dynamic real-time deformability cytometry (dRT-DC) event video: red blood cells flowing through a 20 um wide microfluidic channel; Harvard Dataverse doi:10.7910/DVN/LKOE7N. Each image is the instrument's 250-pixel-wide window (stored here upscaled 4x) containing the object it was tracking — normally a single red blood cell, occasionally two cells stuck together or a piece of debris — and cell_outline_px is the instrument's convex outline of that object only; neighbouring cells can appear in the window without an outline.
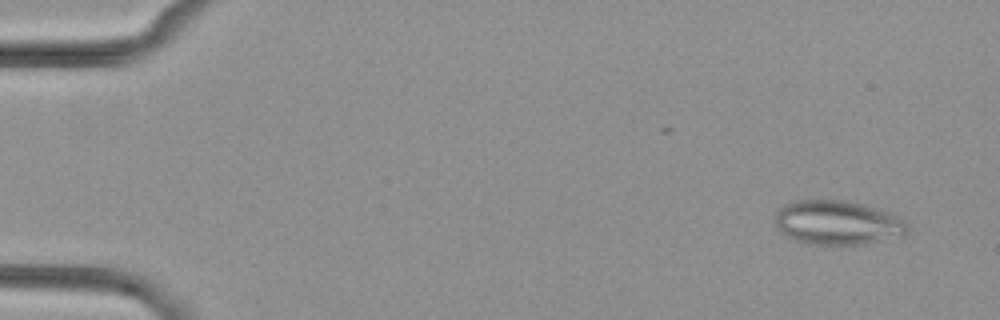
{"species": "common noctule bat (a hibernating species)", "species_latin": "Nyctalus noctula", "temperature_condition": "cold", "stored_images_in_passage": 7, "camera_frame_rate_fps": 3000, "um_per_image_px": 0.085, "animal": {"sex": "female", "body_mass_g": 29.2, "forearm_length_mm": 56.3}, "frame": {"image": 1, "passage_image": 1, "time_ms": 0.0, "image_size_px": [1000, 320], "cell_outline_px": [[908, 228], [904, 236], [864, 244], [812, 244], [796, 240], [780, 232], [776, 228], [776, 212], [784, 204], [792, 200], [844, 200], [864, 204], [888, 212], [896, 216], [908, 224]], "centroid_in_image_um": [71.18, 18.92], "position_along_channel_um": 13.8, "area_um2": 34.1}}
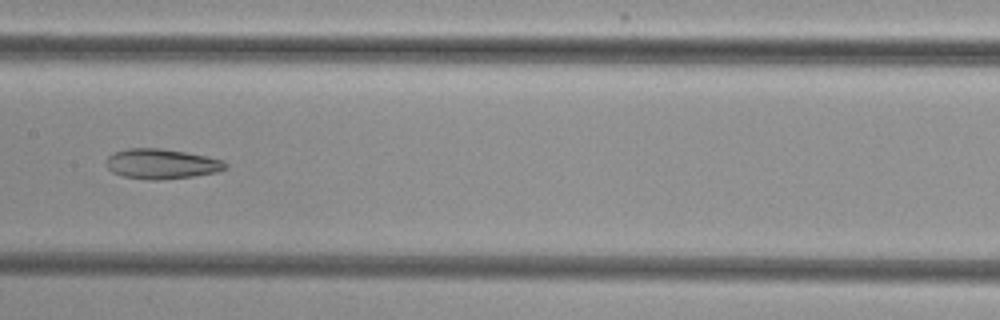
{"frame": {"image": 2, "passage_image": 7, "time_ms": 8.0, "image_size_px": [1000, 320], "cell_outline_px": [[228, 168], [216, 172], [192, 176], [156, 180], [148, 180], [120, 176], [112, 172], [104, 164], [104, 160], [112, 152], [128, 148], [160, 148], [184, 152], [224, 160], [228, 164]], "centroid_in_image_um": [13.67, 13.93], "position_along_channel_um": 193.7, "area_um2": 21.04}}